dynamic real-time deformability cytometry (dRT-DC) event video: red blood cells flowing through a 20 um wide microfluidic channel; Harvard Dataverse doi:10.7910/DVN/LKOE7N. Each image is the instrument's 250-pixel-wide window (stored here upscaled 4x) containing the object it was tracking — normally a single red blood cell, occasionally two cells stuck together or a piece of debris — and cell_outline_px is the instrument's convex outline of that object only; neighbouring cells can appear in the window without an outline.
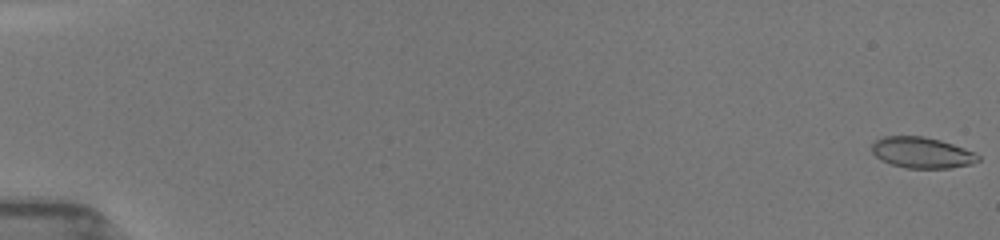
{"species": "common noctule bat (a hibernating species)", "species_latin": "Nyctalus noctula", "temperature_condition": "room temperature", "stored_images_in_passage": 29, "camera_frame_rate_fps": 3000, "um_per_image_px": 0.085, "animal": {"sex": "female", "body_mass_g": 19.5, "forearm_length_mm": 54.1}, "frame": {"image": 1, "passage_image": 1, "time_ms": 0.0, "image_size_px": [1000, 240], "cell_outline_px": [[980, 160], [972, 164], [948, 168], [908, 168], [892, 164], [880, 160], [872, 152], [872, 144], [876, 140], [884, 136], [924, 136], [940, 140], [964, 148], [980, 156]], "centroid_in_image_um": [78.35, 12.97], "position_along_channel_um": 6.6, "area_um2": 19.07}}
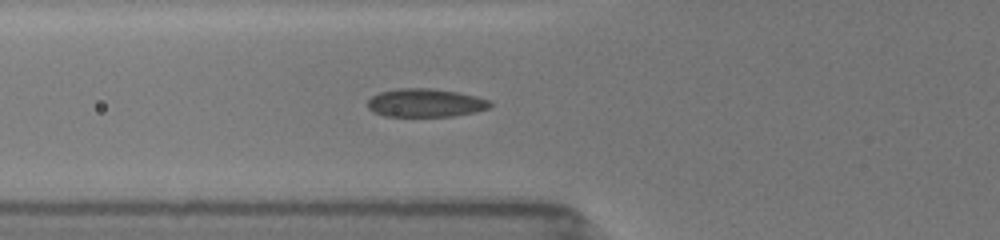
{"frame": {"image": 2, "passage_image": 20, "time_ms": 6.667, "image_size_px": [1000, 240], "cell_outline_px": [[492, 104], [488, 108], [476, 112], [452, 116], [384, 116], [372, 112], [368, 108], [368, 100], [372, 96], [380, 92], [396, 88], [432, 88], [456, 92], [476, 96], [492, 100]], "centroid_in_image_um": [36.16, 8.74], "position_along_channel_um": 89.6, "area_um2": 20.35}}
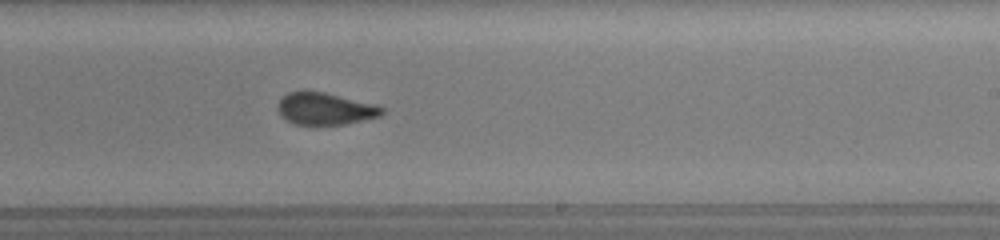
{"frame": {"image": 3, "passage_image": 29, "time_ms": 11.0, "image_size_px": [1000, 240], "cell_outline_px": [[384, 112], [380, 116], [344, 124], [292, 124], [276, 108], [276, 104], [288, 92], [304, 88], [324, 92], [376, 104], [384, 108]], "centroid_in_image_um": [27.61, 9.2], "position_along_channel_um": 261.4, "area_um2": 19.65}}